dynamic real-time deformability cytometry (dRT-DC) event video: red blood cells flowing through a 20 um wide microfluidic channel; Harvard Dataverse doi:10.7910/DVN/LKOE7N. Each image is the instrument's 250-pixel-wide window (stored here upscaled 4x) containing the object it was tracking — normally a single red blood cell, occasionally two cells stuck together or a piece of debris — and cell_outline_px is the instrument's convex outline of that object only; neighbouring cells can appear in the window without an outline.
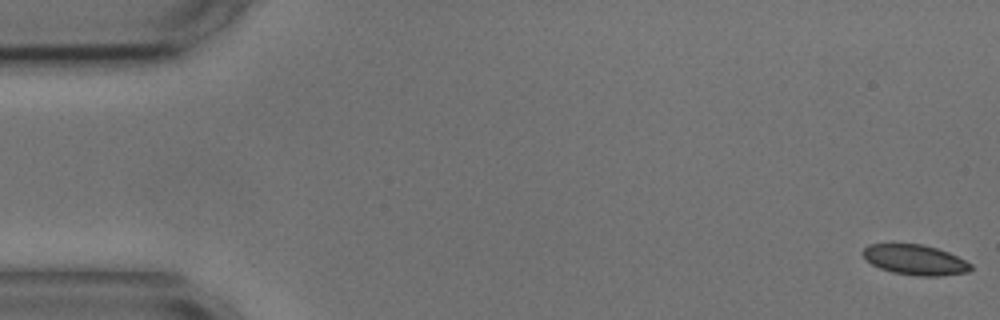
{"species": "common noctule bat (a hibernating species)", "species_latin": "Nyctalus noctula", "temperature_condition": "cold", "stored_images_in_passage": 19, "camera_frame_rate_fps": 3000, "um_per_image_px": 0.085, "animal": {"sex": "male", "body_mass_g": 17.9, "forearm_length_mm": 54.2}, "frame": {"image": 1, "passage_image": 1, "time_ms": 0.0, "image_size_px": [1000, 320], "cell_outline_px": [[972, 268], [968, 272], [940, 276], [916, 276], [892, 272], [880, 268], [872, 264], [860, 252], [868, 244], [920, 244], [936, 248], [948, 252], [972, 264]], "centroid_in_image_um": [77.78, 22.09], "position_along_channel_um": 7.2, "area_um2": 18.9}}
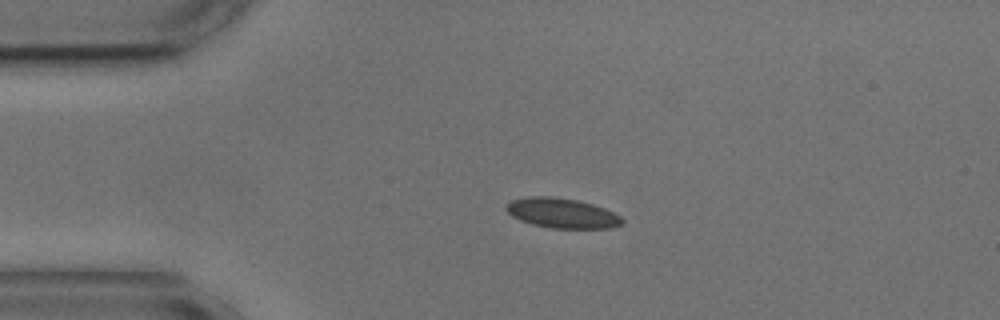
{"frame": {"image": 2, "passage_image": 12, "time_ms": 3.667, "image_size_px": [1000, 320], "cell_outline_px": [[624, 224], [608, 228], [552, 228], [532, 224], [520, 220], [512, 216], [504, 208], [504, 204], [512, 200], [528, 196], [548, 196], [576, 200], [592, 204], [604, 208], [620, 216], [624, 220]], "centroid_in_image_um": [47.74, 18.11], "position_along_channel_um": 37.3, "area_um2": 20.17}}
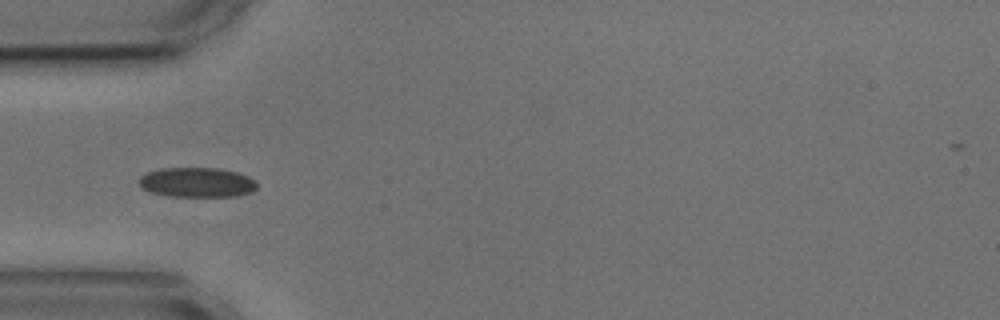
{"frame": {"image": 3, "passage_image": 17, "time_ms": 5.333, "image_size_px": [1000, 320], "cell_outline_px": [[256, 188], [252, 192], [236, 196], [168, 196], [152, 192], [144, 188], [140, 184], [140, 176], [148, 172], [160, 168], [216, 168], [236, 172], [248, 176], [256, 180]], "centroid_in_image_um": [16.77, 15.5], "position_along_channel_um": 68.2, "area_um2": 20.29}}